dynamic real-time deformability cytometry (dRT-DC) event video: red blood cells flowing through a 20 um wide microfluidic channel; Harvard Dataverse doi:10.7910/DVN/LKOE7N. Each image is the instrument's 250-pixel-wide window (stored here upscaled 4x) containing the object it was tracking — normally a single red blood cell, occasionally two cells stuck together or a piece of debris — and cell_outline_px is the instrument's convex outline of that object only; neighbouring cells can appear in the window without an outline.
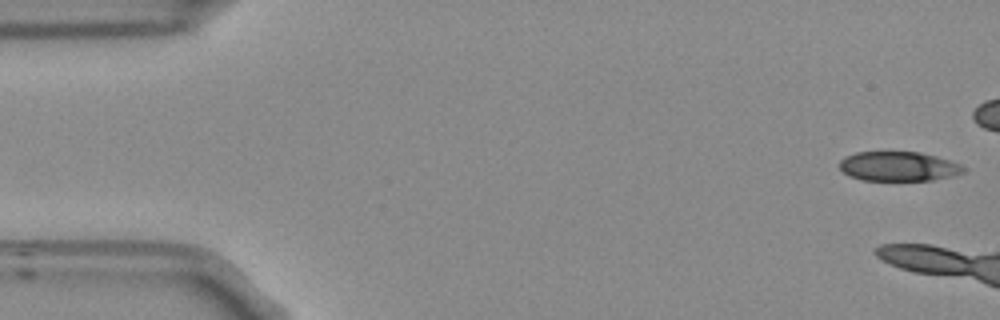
{"species": "Egyptian fruit bat (a non-hibernating species)", "species_latin": "Rousettus aegyptiacus", "temperature_condition": "room temperature", "stored_images_in_passage": 11, "camera_frame_rate_fps": 3000, "um_per_image_px": 0.085, "frame": {"image": 1, "passage_image": 1, "time_ms": 0.0, "image_size_px": [1000, 320], "cell_outline_px": [[968, 168], [964, 172], [956, 176], [932, 180], [860, 180], [848, 176], [840, 168], [840, 160], [844, 156], [856, 152], [920, 152], [936, 156], [960, 164]], "centroid_in_image_um": [76.39, 14.14], "position_along_channel_um": 8.6, "area_um2": 21.5}}